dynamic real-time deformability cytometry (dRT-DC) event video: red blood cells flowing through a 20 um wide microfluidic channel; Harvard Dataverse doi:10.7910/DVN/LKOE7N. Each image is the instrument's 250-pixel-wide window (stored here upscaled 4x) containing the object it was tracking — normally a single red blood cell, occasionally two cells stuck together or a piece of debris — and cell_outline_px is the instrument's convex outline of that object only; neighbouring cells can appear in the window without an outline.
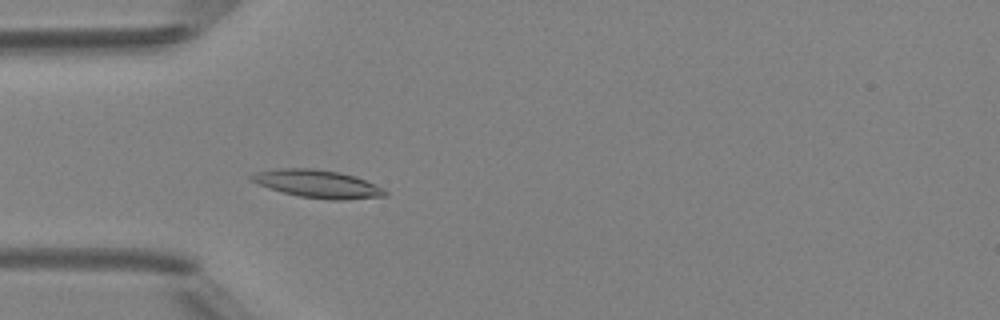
{"species": "Egyptian fruit bat (a non-hibernating species)", "species_latin": "Rousettus aegyptiacus", "temperature_condition": "room temperature", "stored_images_in_passage": 50, "camera_frame_rate_fps": 3000, "um_per_image_px": 0.085, "animal": {"sex": "female"}, "frame": {"image": 1, "passage_image": 16, "time_ms": 5.0, "image_size_px": [1000, 320], "cell_outline_px": [[388, 196], [344, 200], [328, 200], [300, 196], [268, 188], [252, 180], [248, 176], [256, 172], [280, 168], [312, 168], [340, 172], [356, 176], [384, 188], [388, 192]], "centroid_in_image_um": [27.06, 15.63], "position_along_channel_um": 57.9, "area_um2": 21.73}}
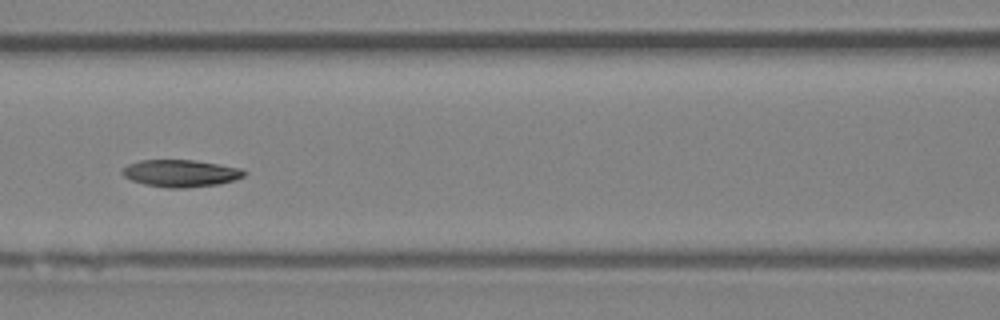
{"frame": {"image": 2, "passage_image": 23, "time_ms": 7.333, "image_size_px": [1000, 320], "cell_outline_px": [[248, 172], [244, 176], [236, 180], [216, 184], [184, 188], [168, 188], [144, 184], [132, 180], [124, 176], [120, 172], [128, 164], [140, 160], [196, 160], [244, 168]], "centroid_in_image_um": [15.4, 14.72], "position_along_channel_um": 151.2, "area_um2": 19.42}}
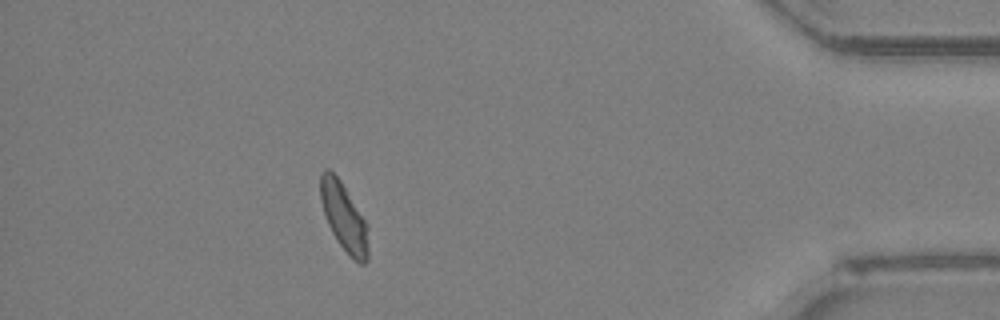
{"frame": {"image": 3, "passage_image": 45, "time_ms": 14.667, "image_size_px": [1000, 320], "cell_outline_px": [[368, 260], [364, 264], [360, 264], [352, 260], [336, 240], [328, 224], [320, 200], [320, 172], [324, 168], [328, 168], [340, 180], [364, 220], [368, 248]], "centroid_in_image_um": [29.19, 18.47], "position_along_channel_um": 406.0, "area_um2": 18.61}, "authors_computed_cell_mechanics": {"area_um2": 19.1896, "velocity_mm_per_s": 4.1575, "shape_relaxation_time_tau1_ms": 5.1846, "shape_relaxation_time_tau2_ms": 4.4843, "deformation_change_tau1": 0.1655, "deformation_change_tau2": 0.0698}}